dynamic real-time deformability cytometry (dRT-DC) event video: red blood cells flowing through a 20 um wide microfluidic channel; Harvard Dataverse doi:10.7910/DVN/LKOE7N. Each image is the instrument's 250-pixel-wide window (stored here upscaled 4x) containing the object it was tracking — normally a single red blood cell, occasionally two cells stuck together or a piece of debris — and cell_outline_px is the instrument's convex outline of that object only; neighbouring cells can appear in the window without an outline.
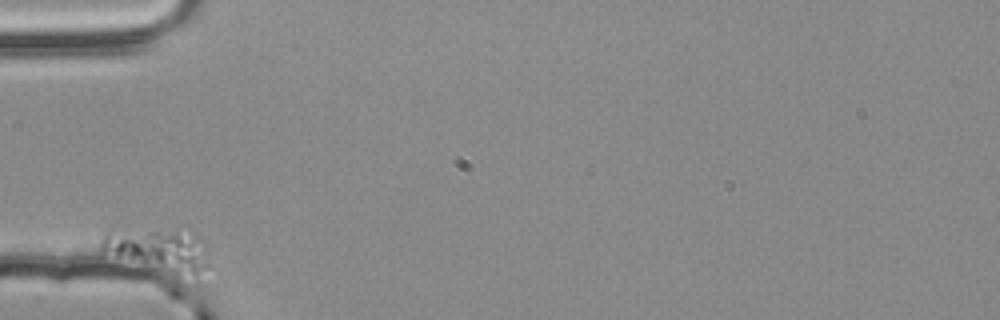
{"species": "common noctule bat (a hibernating species)", "species_latin": "Nyctalus noctula", "temperature_condition": "room temperature", "stored_images_in_passage": 39, "camera_frame_rate_fps": 3000, "um_per_image_px": 0.085, "animal": {"sex": "male", "body_mass_g": 20.4}, "frame": {"image": 1, "passage_image": 1, "time_ms": 0.0, "image_size_px": [1000, 320], "cell_outline_px": [[208, 264], [200, 284], [184, 288], [100, 252], [100, 240], [108, 232], [196, 232], [204, 240]], "centroid_in_image_um": [13.66, 21.61], "position_along_channel_um": 71.3, "area_um2": 30.69}}
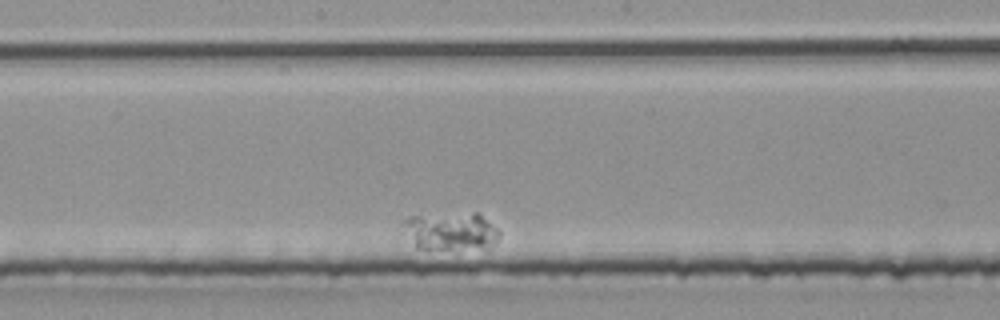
{"frame": {"image": 2, "passage_image": 20, "time_ms": 6.333, "image_size_px": [1000, 320], "cell_outline_px": [[500, 240], [492, 248], [428, 252], [416, 248], [400, 224], [404, 220], [412, 216], [472, 212], [476, 212], [500, 228]], "centroid_in_image_um": [38.37, 19.72], "position_along_channel_um": 209.8, "area_um2": 22.6}}
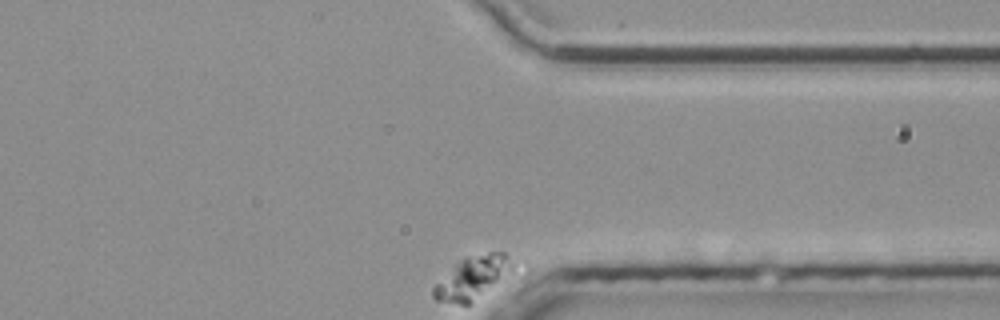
{"frame": {"image": 3, "passage_image": 39, "time_ms": 12.667, "image_size_px": [1000, 320], "cell_outline_px": [[528, 272], [472, 304], [460, 304], [436, 300], [432, 296], [432, 288], [460, 260], [468, 256], [488, 252], [504, 252], [528, 260]], "centroid_in_image_um": [40.71, 23.56], "position_along_channel_um": 370.7, "area_um2": 23.29}}